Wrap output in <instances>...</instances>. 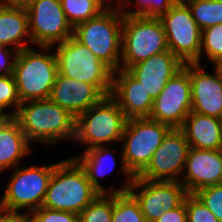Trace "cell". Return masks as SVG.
<instances>
[{
  "mask_svg": "<svg viewBox=\"0 0 222 222\" xmlns=\"http://www.w3.org/2000/svg\"><path fill=\"white\" fill-rule=\"evenodd\" d=\"M187 222H219L212 212L200 201L195 194L185 198Z\"/></svg>",
  "mask_w": 222,
  "mask_h": 222,
  "instance_id": "33",
  "label": "cell"
},
{
  "mask_svg": "<svg viewBox=\"0 0 222 222\" xmlns=\"http://www.w3.org/2000/svg\"><path fill=\"white\" fill-rule=\"evenodd\" d=\"M183 67L184 63L167 50L131 66L128 71L155 100L167 82Z\"/></svg>",
  "mask_w": 222,
  "mask_h": 222,
  "instance_id": "17",
  "label": "cell"
},
{
  "mask_svg": "<svg viewBox=\"0 0 222 222\" xmlns=\"http://www.w3.org/2000/svg\"><path fill=\"white\" fill-rule=\"evenodd\" d=\"M159 19L166 34L168 49L184 64H200L202 30L188 5L178 0Z\"/></svg>",
  "mask_w": 222,
  "mask_h": 222,
  "instance_id": "10",
  "label": "cell"
},
{
  "mask_svg": "<svg viewBox=\"0 0 222 222\" xmlns=\"http://www.w3.org/2000/svg\"><path fill=\"white\" fill-rule=\"evenodd\" d=\"M189 148L184 132L172 128L138 177L152 181H181Z\"/></svg>",
  "mask_w": 222,
  "mask_h": 222,
  "instance_id": "14",
  "label": "cell"
},
{
  "mask_svg": "<svg viewBox=\"0 0 222 222\" xmlns=\"http://www.w3.org/2000/svg\"><path fill=\"white\" fill-rule=\"evenodd\" d=\"M103 97L94 85L58 73L49 98L76 118Z\"/></svg>",
  "mask_w": 222,
  "mask_h": 222,
  "instance_id": "19",
  "label": "cell"
},
{
  "mask_svg": "<svg viewBox=\"0 0 222 222\" xmlns=\"http://www.w3.org/2000/svg\"><path fill=\"white\" fill-rule=\"evenodd\" d=\"M30 2L31 0H0L1 5L16 7H27Z\"/></svg>",
  "mask_w": 222,
  "mask_h": 222,
  "instance_id": "37",
  "label": "cell"
},
{
  "mask_svg": "<svg viewBox=\"0 0 222 222\" xmlns=\"http://www.w3.org/2000/svg\"><path fill=\"white\" fill-rule=\"evenodd\" d=\"M113 194H100L79 214V222H111Z\"/></svg>",
  "mask_w": 222,
  "mask_h": 222,
  "instance_id": "27",
  "label": "cell"
},
{
  "mask_svg": "<svg viewBox=\"0 0 222 222\" xmlns=\"http://www.w3.org/2000/svg\"><path fill=\"white\" fill-rule=\"evenodd\" d=\"M20 104L21 100L13 75L0 76V111L5 112L7 107L13 106L16 108L12 112V116L14 117Z\"/></svg>",
  "mask_w": 222,
  "mask_h": 222,
  "instance_id": "30",
  "label": "cell"
},
{
  "mask_svg": "<svg viewBox=\"0 0 222 222\" xmlns=\"http://www.w3.org/2000/svg\"><path fill=\"white\" fill-rule=\"evenodd\" d=\"M53 170L54 164L17 166L0 198V208L15 212L24 209L28 213L42 207Z\"/></svg>",
  "mask_w": 222,
  "mask_h": 222,
  "instance_id": "9",
  "label": "cell"
},
{
  "mask_svg": "<svg viewBox=\"0 0 222 222\" xmlns=\"http://www.w3.org/2000/svg\"><path fill=\"white\" fill-rule=\"evenodd\" d=\"M26 10L32 44L40 49L49 50L73 35L60 0H31Z\"/></svg>",
  "mask_w": 222,
  "mask_h": 222,
  "instance_id": "11",
  "label": "cell"
},
{
  "mask_svg": "<svg viewBox=\"0 0 222 222\" xmlns=\"http://www.w3.org/2000/svg\"><path fill=\"white\" fill-rule=\"evenodd\" d=\"M184 170L180 182L190 194L222 184V149L189 148Z\"/></svg>",
  "mask_w": 222,
  "mask_h": 222,
  "instance_id": "16",
  "label": "cell"
},
{
  "mask_svg": "<svg viewBox=\"0 0 222 222\" xmlns=\"http://www.w3.org/2000/svg\"><path fill=\"white\" fill-rule=\"evenodd\" d=\"M16 55L17 51H13V48L0 45V76L12 75Z\"/></svg>",
  "mask_w": 222,
  "mask_h": 222,
  "instance_id": "34",
  "label": "cell"
},
{
  "mask_svg": "<svg viewBox=\"0 0 222 222\" xmlns=\"http://www.w3.org/2000/svg\"><path fill=\"white\" fill-rule=\"evenodd\" d=\"M111 1V0H110ZM116 2H118L119 8L121 6H123V4L127 1V0H115ZM121 5V6H120Z\"/></svg>",
  "mask_w": 222,
  "mask_h": 222,
  "instance_id": "40",
  "label": "cell"
},
{
  "mask_svg": "<svg viewBox=\"0 0 222 222\" xmlns=\"http://www.w3.org/2000/svg\"><path fill=\"white\" fill-rule=\"evenodd\" d=\"M29 222H79V215L68 211L40 207L27 214Z\"/></svg>",
  "mask_w": 222,
  "mask_h": 222,
  "instance_id": "32",
  "label": "cell"
},
{
  "mask_svg": "<svg viewBox=\"0 0 222 222\" xmlns=\"http://www.w3.org/2000/svg\"><path fill=\"white\" fill-rule=\"evenodd\" d=\"M53 51L59 74L94 85L104 96L111 95L113 70L73 35Z\"/></svg>",
  "mask_w": 222,
  "mask_h": 222,
  "instance_id": "5",
  "label": "cell"
},
{
  "mask_svg": "<svg viewBox=\"0 0 222 222\" xmlns=\"http://www.w3.org/2000/svg\"><path fill=\"white\" fill-rule=\"evenodd\" d=\"M191 108V81L188 70L183 67L153 101L148 118L171 128H181Z\"/></svg>",
  "mask_w": 222,
  "mask_h": 222,
  "instance_id": "13",
  "label": "cell"
},
{
  "mask_svg": "<svg viewBox=\"0 0 222 222\" xmlns=\"http://www.w3.org/2000/svg\"><path fill=\"white\" fill-rule=\"evenodd\" d=\"M172 128L149 118L127 119L121 138V169L125 174L121 192L128 191L135 176L150 163L153 154ZM127 176V177H126Z\"/></svg>",
  "mask_w": 222,
  "mask_h": 222,
  "instance_id": "2",
  "label": "cell"
},
{
  "mask_svg": "<svg viewBox=\"0 0 222 222\" xmlns=\"http://www.w3.org/2000/svg\"><path fill=\"white\" fill-rule=\"evenodd\" d=\"M185 3L202 31L222 23V0H192Z\"/></svg>",
  "mask_w": 222,
  "mask_h": 222,
  "instance_id": "25",
  "label": "cell"
},
{
  "mask_svg": "<svg viewBox=\"0 0 222 222\" xmlns=\"http://www.w3.org/2000/svg\"><path fill=\"white\" fill-rule=\"evenodd\" d=\"M57 74L54 52L42 53L30 47L17 52L12 75L21 103L48 99Z\"/></svg>",
  "mask_w": 222,
  "mask_h": 222,
  "instance_id": "6",
  "label": "cell"
},
{
  "mask_svg": "<svg viewBox=\"0 0 222 222\" xmlns=\"http://www.w3.org/2000/svg\"><path fill=\"white\" fill-rule=\"evenodd\" d=\"M191 81V112L222 119V73L214 66L213 74L201 64L186 63Z\"/></svg>",
  "mask_w": 222,
  "mask_h": 222,
  "instance_id": "15",
  "label": "cell"
},
{
  "mask_svg": "<svg viewBox=\"0 0 222 222\" xmlns=\"http://www.w3.org/2000/svg\"><path fill=\"white\" fill-rule=\"evenodd\" d=\"M190 148L222 149V119L190 112L180 128Z\"/></svg>",
  "mask_w": 222,
  "mask_h": 222,
  "instance_id": "20",
  "label": "cell"
},
{
  "mask_svg": "<svg viewBox=\"0 0 222 222\" xmlns=\"http://www.w3.org/2000/svg\"><path fill=\"white\" fill-rule=\"evenodd\" d=\"M204 50V51H202ZM205 52L213 65L222 57V23L210 26L201 34V56Z\"/></svg>",
  "mask_w": 222,
  "mask_h": 222,
  "instance_id": "29",
  "label": "cell"
},
{
  "mask_svg": "<svg viewBox=\"0 0 222 222\" xmlns=\"http://www.w3.org/2000/svg\"><path fill=\"white\" fill-rule=\"evenodd\" d=\"M110 146H98L85 150L81 155L75 156L74 158L79 162V164L84 168L88 180L92 186L100 194H114L121 193V190L105 189L99 180L98 176H106L112 172L116 165L114 154L111 152ZM109 163V164H108ZM110 165V166H109Z\"/></svg>",
  "mask_w": 222,
  "mask_h": 222,
  "instance_id": "22",
  "label": "cell"
},
{
  "mask_svg": "<svg viewBox=\"0 0 222 222\" xmlns=\"http://www.w3.org/2000/svg\"><path fill=\"white\" fill-rule=\"evenodd\" d=\"M111 96L127 119L149 117L154 100L127 69L113 71Z\"/></svg>",
  "mask_w": 222,
  "mask_h": 222,
  "instance_id": "18",
  "label": "cell"
},
{
  "mask_svg": "<svg viewBox=\"0 0 222 222\" xmlns=\"http://www.w3.org/2000/svg\"><path fill=\"white\" fill-rule=\"evenodd\" d=\"M14 118L31 143L48 146L61 140H74L75 117L50 98L21 103Z\"/></svg>",
  "mask_w": 222,
  "mask_h": 222,
  "instance_id": "1",
  "label": "cell"
},
{
  "mask_svg": "<svg viewBox=\"0 0 222 222\" xmlns=\"http://www.w3.org/2000/svg\"><path fill=\"white\" fill-rule=\"evenodd\" d=\"M222 73V57L213 65Z\"/></svg>",
  "mask_w": 222,
  "mask_h": 222,
  "instance_id": "39",
  "label": "cell"
},
{
  "mask_svg": "<svg viewBox=\"0 0 222 222\" xmlns=\"http://www.w3.org/2000/svg\"><path fill=\"white\" fill-rule=\"evenodd\" d=\"M13 118L12 112L4 113L0 111V130Z\"/></svg>",
  "mask_w": 222,
  "mask_h": 222,
  "instance_id": "38",
  "label": "cell"
},
{
  "mask_svg": "<svg viewBox=\"0 0 222 222\" xmlns=\"http://www.w3.org/2000/svg\"><path fill=\"white\" fill-rule=\"evenodd\" d=\"M127 118L116 100L104 96L98 103L75 118L74 140L88 150L107 143L121 142Z\"/></svg>",
  "mask_w": 222,
  "mask_h": 222,
  "instance_id": "7",
  "label": "cell"
},
{
  "mask_svg": "<svg viewBox=\"0 0 222 222\" xmlns=\"http://www.w3.org/2000/svg\"><path fill=\"white\" fill-rule=\"evenodd\" d=\"M67 21L74 28L77 24L95 18L110 5L102 0H60Z\"/></svg>",
  "mask_w": 222,
  "mask_h": 222,
  "instance_id": "24",
  "label": "cell"
},
{
  "mask_svg": "<svg viewBox=\"0 0 222 222\" xmlns=\"http://www.w3.org/2000/svg\"><path fill=\"white\" fill-rule=\"evenodd\" d=\"M177 1L178 0H136L135 6L137 9L135 11L127 10L124 6L120 7V10L123 15L127 16L159 18L162 14L166 13ZM124 4L129 6L133 3L131 0H127Z\"/></svg>",
  "mask_w": 222,
  "mask_h": 222,
  "instance_id": "28",
  "label": "cell"
},
{
  "mask_svg": "<svg viewBox=\"0 0 222 222\" xmlns=\"http://www.w3.org/2000/svg\"><path fill=\"white\" fill-rule=\"evenodd\" d=\"M194 194L222 222V184L204 187Z\"/></svg>",
  "mask_w": 222,
  "mask_h": 222,
  "instance_id": "31",
  "label": "cell"
},
{
  "mask_svg": "<svg viewBox=\"0 0 222 222\" xmlns=\"http://www.w3.org/2000/svg\"><path fill=\"white\" fill-rule=\"evenodd\" d=\"M179 1H181V2H187V1H192V0H179Z\"/></svg>",
  "mask_w": 222,
  "mask_h": 222,
  "instance_id": "41",
  "label": "cell"
},
{
  "mask_svg": "<svg viewBox=\"0 0 222 222\" xmlns=\"http://www.w3.org/2000/svg\"><path fill=\"white\" fill-rule=\"evenodd\" d=\"M25 41L32 44L26 7L0 4V45H13L11 47L19 52L29 48Z\"/></svg>",
  "mask_w": 222,
  "mask_h": 222,
  "instance_id": "21",
  "label": "cell"
},
{
  "mask_svg": "<svg viewBox=\"0 0 222 222\" xmlns=\"http://www.w3.org/2000/svg\"><path fill=\"white\" fill-rule=\"evenodd\" d=\"M31 150L30 142L13 117L0 130V172L6 168H16Z\"/></svg>",
  "mask_w": 222,
  "mask_h": 222,
  "instance_id": "23",
  "label": "cell"
},
{
  "mask_svg": "<svg viewBox=\"0 0 222 222\" xmlns=\"http://www.w3.org/2000/svg\"><path fill=\"white\" fill-rule=\"evenodd\" d=\"M123 19L118 6H108L95 18L73 28V36L113 71L119 70L121 64Z\"/></svg>",
  "mask_w": 222,
  "mask_h": 222,
  "instance_id": "4",
  "label": "cell"
},
{
  "mask_svg": "<svg viewBox=\"0 0 222 222\" xmlns=\"http://www.w3.org/2000/svg\"><path fill=\"white\" fill-rule=\"evenodd\" d=\"M156 222H187L185 201L180 206L165 212Z\"/></svg>",
  "mask_w": 222,
  "mask_h": 222,
  "instance_id": "35",
  "label": "cell"
},
{
  "mask_svg": "<svg viewBox=\"0 0 222 222\" xmlns=\"http://www.w3.org/2000/svg\"><path fill=\"white\" fill-rule=\"evenodd\" d=\"M99 195L84 168L71 157L54 164L42 207L79 215Z\"/></svg>",
  "mask_w": 222,
  "mask_h": 222,
  "instance_id": "3",
  "label": "cell"
},
{
  "mask_svg": "<svg viewBox=\"0 0 222 222\" xmlns=\"http://www.w3.org/2000/svg\"><path fill=\"white\" fill-rule=\"evenodd\" d=\"M128 191L138 201L146 222H156L180 206L189 194L180 181H152L135 176Z\"/></svg>",
  "mask_w": 222,
  "mask_h": 222,
  "instance_id": "12",
  "label": "cell"
},
{
  "mask_svg": "<svg viewBox=\"0 0 222 222\" xmlns=\"http://www.w3.org/2000/svg\"><path fill=\"white\" fill-rule=\"evenodd\" d=\"M121 69L169 50L166 34L159 18L124 15L122 24Z\"/></svg>",
  "mask_w": 222,
  "mask_h": 222,
  "instance_id": "8",
  "label": "cell"
},
{
  "mask_svg": "<svg viewBox=\"0 0 222 222\" xmlns=\"http://www.w3.org/2000/svg\"><path fill=\"white\" fill-rule=\"evenodd\" d=\"M0 222H28L26 213L22 214L0 208Z\"/></svg>",
  "mask_w": 222,
  "mask_h": 222,
  "instance_id": "36",
  "label": "cell"
},
{
  "mask_svg": "<svg viewBox=\"0 0 222 222\" xmlns=\"http://www.w3.org/2000/svg\"><path fill=\"white\" fill-rule=\"evenodd\" d=\"M111 222H146L138 201L129 191L113 194Z\"/></svg>",
  "mask_w": 222,
  "mask_h": 222,
  "instance_id": "26",
  "label": "cell"
}]
</instances>
